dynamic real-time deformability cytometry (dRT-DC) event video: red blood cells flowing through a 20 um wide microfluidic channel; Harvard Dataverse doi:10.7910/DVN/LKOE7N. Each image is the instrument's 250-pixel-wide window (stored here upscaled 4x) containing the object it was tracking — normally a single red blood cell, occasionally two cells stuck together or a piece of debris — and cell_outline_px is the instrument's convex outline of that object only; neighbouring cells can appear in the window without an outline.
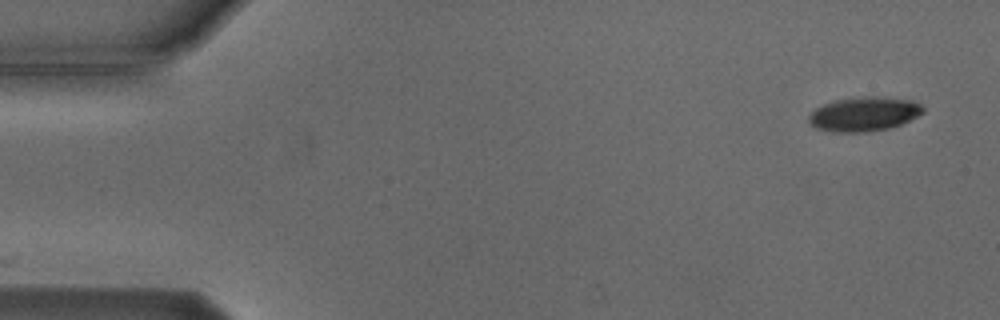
{"species": "Egyptian fruit bat (a non-hibernating species)", "species_latin": "Rousettus aegyptiacus", "temperature_condition": "cold", "stored_images_in_passage": 7, "camera_frame_rate_fps": 3000, "um_per_image_px": 0.085, "animal": {"sex": "male"}, "frame": {"image": 1, "passage_image": 1, "time_ms": 0.0, "image_size_px": [1000, 320], "cell_outline_px": [[924, 112], [900, 124], [888, 128], [864, 132], [832, 132], [816, 128], [808, 120], [808, 116], [816, 108], [824, 104], [836, 100], [872, 96], [876, 96], [912, 100], [920, 104], [924, 108]], "centroid_in_image_um": [73.44, 9.69], "position_along_channel_um": 11.6, "area_um2": 22.48}}
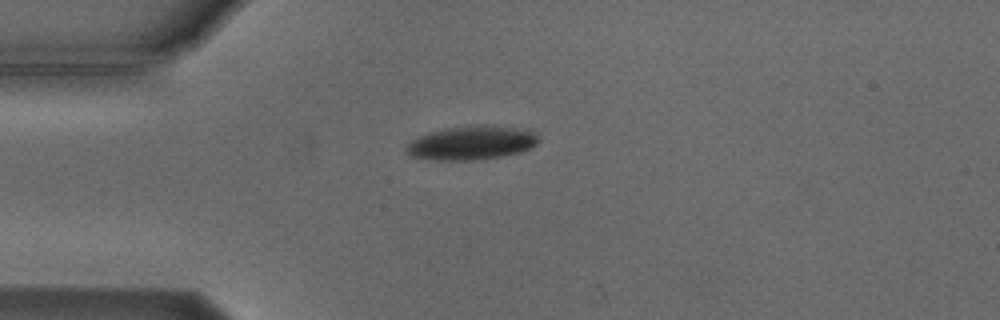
{"frame": {"image": 2, "passage_image": 4, "time_ms": 3.667, "image_size_px": [1000, 320], "cell_outline_px": [[540, 140], [536, 144], [520, 152], [500, 156], [476, 160], [428, 160], [412, 156], [404, 148], [416, 136], [428, 132], [448, 128], [480, 124], [484, 124], [512, 128], [532, 132]], "centroid_in_image_um": [40.01, 12.15], "position_along_channel_um": 45.0, "area_um2": 25.84}}